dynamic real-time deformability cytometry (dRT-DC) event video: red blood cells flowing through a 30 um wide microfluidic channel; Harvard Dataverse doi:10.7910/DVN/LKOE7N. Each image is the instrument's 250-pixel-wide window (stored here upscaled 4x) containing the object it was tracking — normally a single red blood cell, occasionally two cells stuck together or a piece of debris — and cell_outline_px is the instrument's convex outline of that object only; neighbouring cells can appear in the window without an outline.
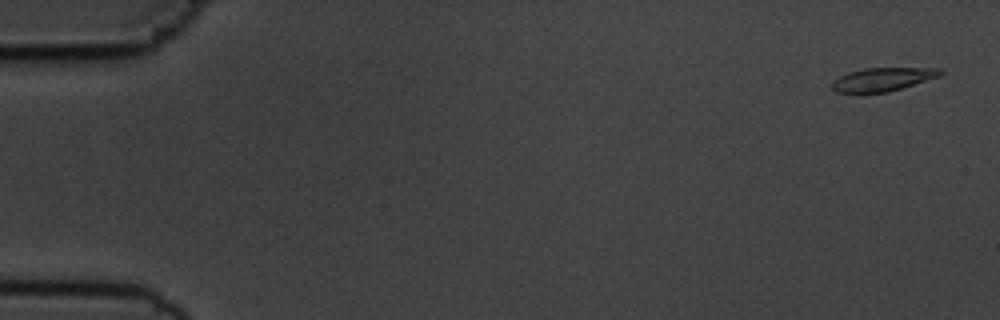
{"species": "common noctule bat (a hibernating species)", "species_latin": "Nyctalus noctula", "temperature_condition": "cold", "stored_images_in_passage": 6, "segment_of_instrument_passage": [1, 2], "camera_frame_rate_fps": 3000, "um_per_image_px": 0.085, "animal": {"sex": "male", "body_mass_g": 19.5, "forearm_length_mm": 54.6}, "frame": {"image": 1, "passage_image": 1, "time_ms": 0.0, "image_size_px": [1000, 320], "cell_outline_px": [[944, 72], [940, 76], [888, 92], [836, 92], [832, 88], [832, 84], [840, 76], [848, 72], [864, 68], [940, 68]], "centroid_in_image_um": [75.06, 6.73], "position_along_channel_um": 9.9, "area_um2": 14.51}}